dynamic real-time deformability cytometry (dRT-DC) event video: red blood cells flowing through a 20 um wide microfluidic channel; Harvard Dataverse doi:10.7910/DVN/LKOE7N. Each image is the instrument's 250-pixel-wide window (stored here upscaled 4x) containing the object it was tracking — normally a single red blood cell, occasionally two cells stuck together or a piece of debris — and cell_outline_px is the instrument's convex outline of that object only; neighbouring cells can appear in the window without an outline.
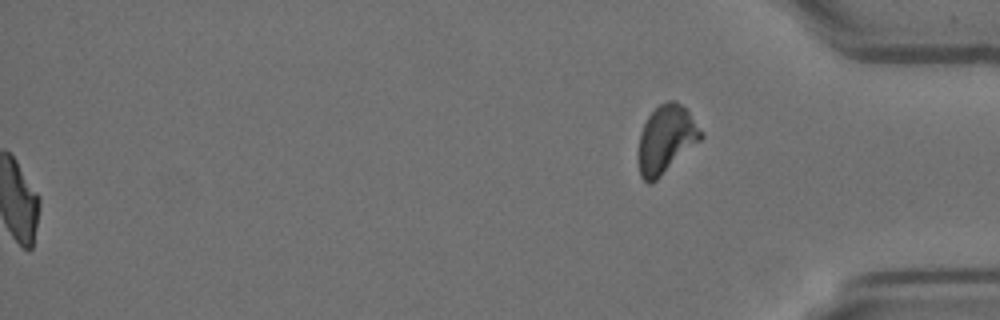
{"species": "Egyptian fruit bat (a non-hibernating species)", "species_latin": "Rousettus aegyptiacus", "temperature_condition": "room temperature", "stored_images_in_passage": 57, "segment_of_instrument_passage": [2, 2], "camera_frame_rate_fps": 3000, "um_per_image_px": 0.085, "animal": {"sex": "female"}, "frame": {"image": 1, "passage_image": 57, "time_ms": 18.667, "image_size_px": [1000, 320], "cell_outline_px": [[704, 136], [700, 140], [656, 180], [648, 184], [640, 176], [640, 132], [648, 116], [660, 104], [668, 100], [676, 100], [688, 112], [704, 132]], "centroid_in_image_um": [56.64, 11.81], "position_along_channel_um": 378.6, "area_um2": 24.1}}